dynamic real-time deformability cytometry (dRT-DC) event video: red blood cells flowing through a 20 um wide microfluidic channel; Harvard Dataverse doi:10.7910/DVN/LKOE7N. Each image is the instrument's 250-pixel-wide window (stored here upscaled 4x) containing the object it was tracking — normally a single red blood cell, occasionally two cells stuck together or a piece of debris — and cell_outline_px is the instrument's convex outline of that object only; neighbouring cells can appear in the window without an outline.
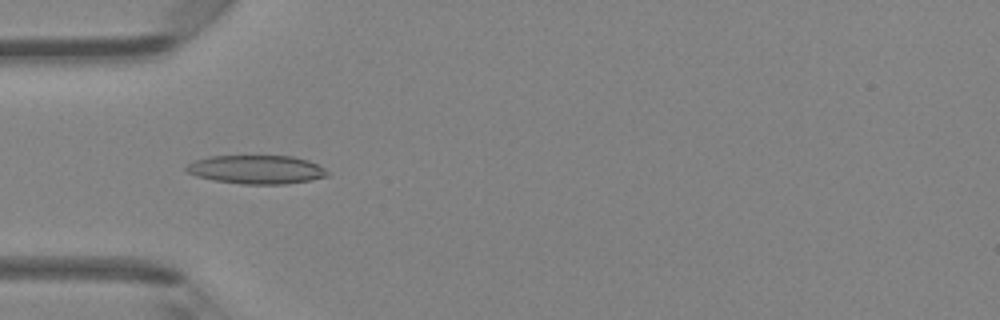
{"species": "Egyptian fruit bat (a non-hibernating species)", "species_latin": "Rousettus aegyptiacus", "temperature_condition": "room temperature", "stored_images_in_passage": 5, "camera_frame_rate_fps": 3000, "um_per_image_px": 0.085, "animal": {"sex": "female"}, "frame": {"image": 1, "passage_image": 5, "time_ms": 1.333, "image_size_px": [1000, 320], "cell_outline_px": [[328, 176], [312, 180], [284, 184], [244, 184], [212, 180], [196, 176], [188, 172], [184, 168], [188, 164], [196, 160], [208, 156], [292, 156], [308, 160], [324, 168], [328, 172]], "centroid_in_image_um": [21.8, 14.41], "position_along_channel_um": 63.2, "area_um2": 23.52}}